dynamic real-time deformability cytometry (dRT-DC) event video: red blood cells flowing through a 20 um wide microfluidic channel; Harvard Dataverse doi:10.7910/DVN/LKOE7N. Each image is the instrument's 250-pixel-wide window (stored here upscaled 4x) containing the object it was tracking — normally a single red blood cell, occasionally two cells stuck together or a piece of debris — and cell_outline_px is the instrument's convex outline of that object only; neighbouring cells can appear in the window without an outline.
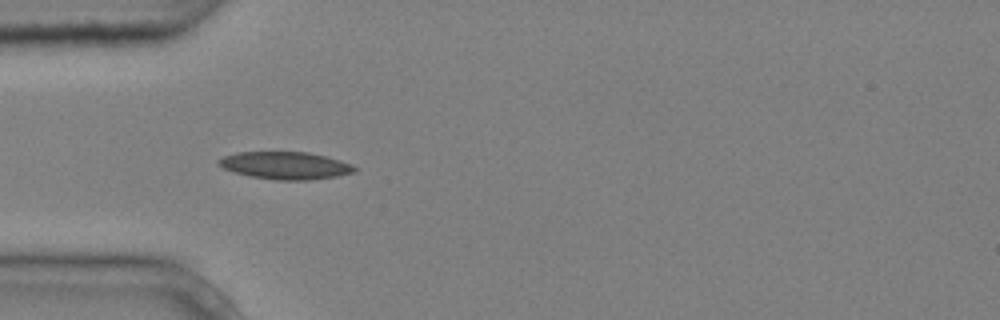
{"species": "common noctule bat (a hibernating species)", "species_latin": "Nyctalus noctula", "temperature_condition": "cold", "stored_images_in_passage": 6, "camera_frame_rate_fps": 3000, "um_per_image_px": 0.085, "animal": {"sex": "male", "body_mass_g": 20.4}, "frame": {"image": 1, "passage_image": 5, "time_ms": 1.333, "image_size_px": [1000, 320], "cell_outline_px": [[356, 172], [336, 176], [308, 180], [276, 180], [252, 176], [232, 172], [216, 164], [216, 160], [224, 156], [236, 152], [308, 152], [340, 160], [352, 164], [356, 168]], "centroid_in_image_um": [24.23, 14.06], "position_along_channel_um": 60.8, "area_um2": 21.73}}
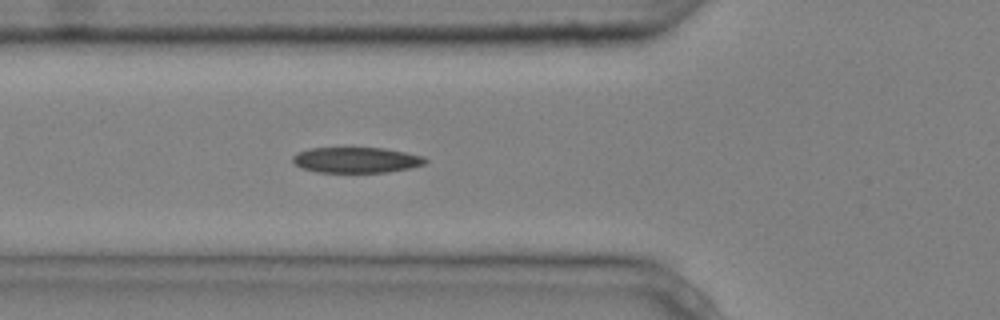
{"frame": {"image": 2, "passage_image": 6, "time_ms": 1.667, "image_size_px": [1000, 320], "cell_outline_px": [[428, 160], [424, 164], [408, 168], [388, 172], [316, 172], [300, 168], [292, 160], [292, 156], [296, 152], [308, 148], [384, 148], [424, 156]], "centroid_in_image_um": [30.24, 13.6], "position_along_channel_um": 95.6, "area_um2": 19.83}}